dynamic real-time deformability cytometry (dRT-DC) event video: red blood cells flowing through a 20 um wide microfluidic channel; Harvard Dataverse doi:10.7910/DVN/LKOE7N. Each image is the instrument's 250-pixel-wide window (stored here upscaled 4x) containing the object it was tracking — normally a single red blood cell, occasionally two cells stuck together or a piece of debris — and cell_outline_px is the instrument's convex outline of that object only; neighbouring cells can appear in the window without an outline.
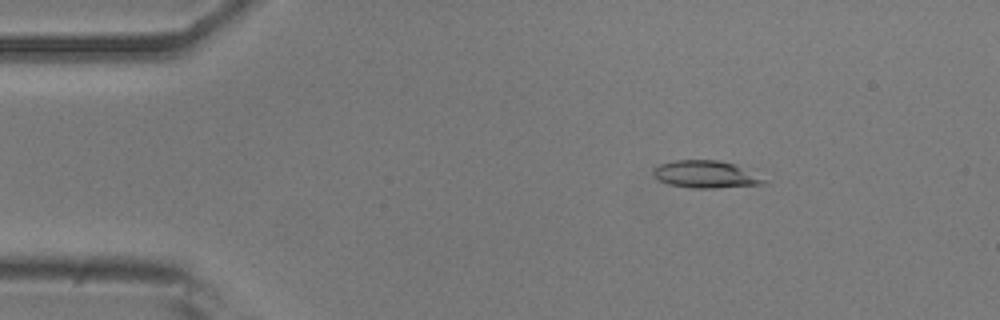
{"species": "common noctule bat (a hibernating species)", "species_latin": "Nyctalus noctula", "temperature_condition": "room temperature", "stored_images_in_passage": 52, "camera_frame_rate_fps": 3000, "um_per_image_px": 0.085, "animal": {"sex": "male", "body_mass_g": 20.5, "forearm_length_mm": 52.5}, "frame": {"image": 1, "passage_image": 7, "time_ms": 2.0, "image_size_px": [1000, 320], "cell_outline_px": [[768, 184], [716, 188], [688, 188], [668, 184], [660, 180], [652, 172], [660, 164], [676, 160], [716, 160], [736, 164], [764, 180]], "centroid_in_image_um": [59.97, 14.83], "position_along_channel_um": 25.0, "area_um2": 17.34}}
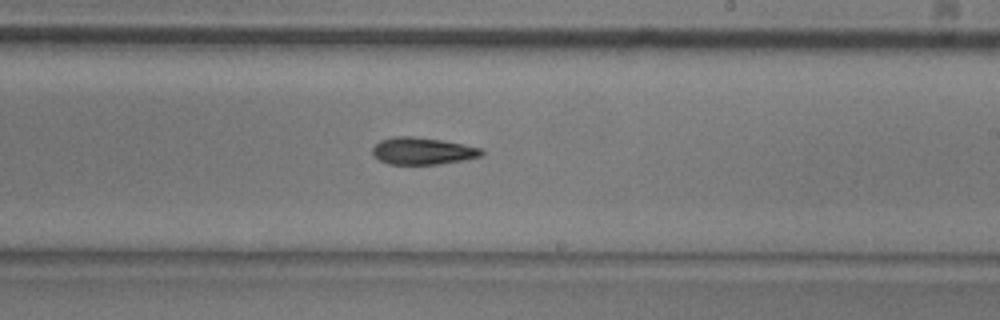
{"frame": {"image": 2, "passage_image": 30, "time_ms": 9.667, "image_size_px": [1000, 320], "cell_outline_px": [[484, 156], [464, 160], [440, 164], [388, 164], [380, 160], [372, 152], [372, 148], [380, 140], [396, 136], [412, 136], [440, 140], [464, 144], [484, 148]], "centroid_in_image_um": [35.98, 12.83], "position_along_channel_um": 253.0, "area_um2": 17.28}}
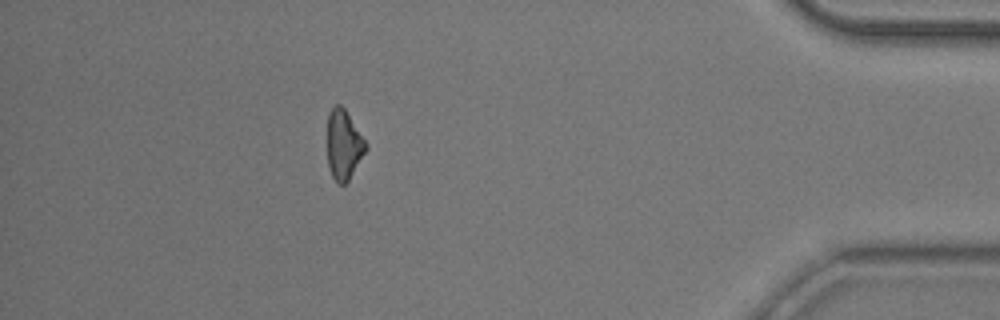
{"frame": {"image": 3, "passage_image": 46, "time_ms": 15.0, "image_size_px": [1000, 320], "cell_outline_px": [[368, 148], [348, 180], [344, 184], [336, 184], [332, 176], [328, 164], [328, 112], [336, 104], [340, 104], [344, 108], [368, 144]], "centroid_in_image_um": [29.22, 12.3], "position_along_channel_um": 406.0, "area_um2": 15.55}, "authors_computed_cell_mechanics": {"area_um2": 17.1088, "velocity_mm_per_s": 3.804, "shape_relaxation_time_tau1_ms": 5.0197, "shape_relaxation_time_tau2_ms": null, "deformation_change_tau1": 0.1309, "deformation_change_tau2": null}}